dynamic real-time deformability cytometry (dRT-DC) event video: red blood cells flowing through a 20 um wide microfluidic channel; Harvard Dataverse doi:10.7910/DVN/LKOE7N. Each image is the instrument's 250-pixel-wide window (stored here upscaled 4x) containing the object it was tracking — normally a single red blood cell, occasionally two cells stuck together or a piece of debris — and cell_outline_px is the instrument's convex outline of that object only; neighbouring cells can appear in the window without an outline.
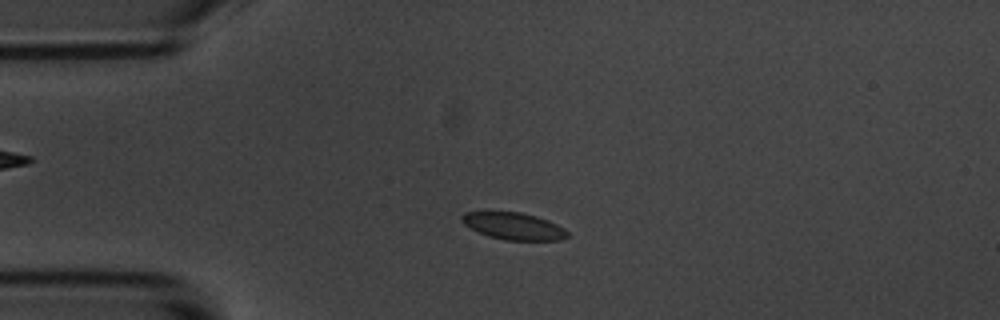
{"species": "common noctule bat (a hibernating species)", "species_latin": "Nyctalus noctula", "temperature_condition": "room temperature", "stored_images_in_passage": 55, "camera_frame_rate_fps": 3000, "um_per_image_px": 0.085, "animal": {"sex": "male", "body_mass_g": 20.1, "forearm_length_mm": 53.5}, "frame": {"image": 1, "passage_image": 12, "time_ms": 3.667, "image_size_px": [1000, 320], "cell_outline_px": [[568, 236], [560, 240], [504, 240], [488, 236], [464, 224], [460, 220], [460, 216], [464, 212], [520, 212], [536, 216], [548, 220], [564, 228], [568, 232]], "centroid_in_image_um": [43.66, 19.22], "position_along_channel_um": 41.3, "area_um2": 16.53}}
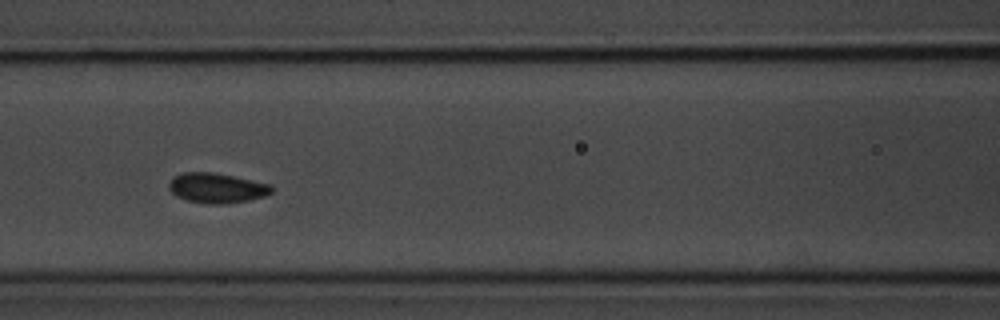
{"frame": {"image": 2, "passage_image": 23, "time_ms": 7.333, "image_size_px": [1000, 320], "cell_outline_px": [[272, 192], [264, 196], [248, 200], [228, 204], [208, 204], [188, 200], [176, 196], [168, 188], [168, 180], [172, 176], [180, 172], [212, 172], [272, 184]], "centroid_in_image_um": [18.38, 15.97], "position_along_channel_um": 148.2, "area_um2": 18.09}}
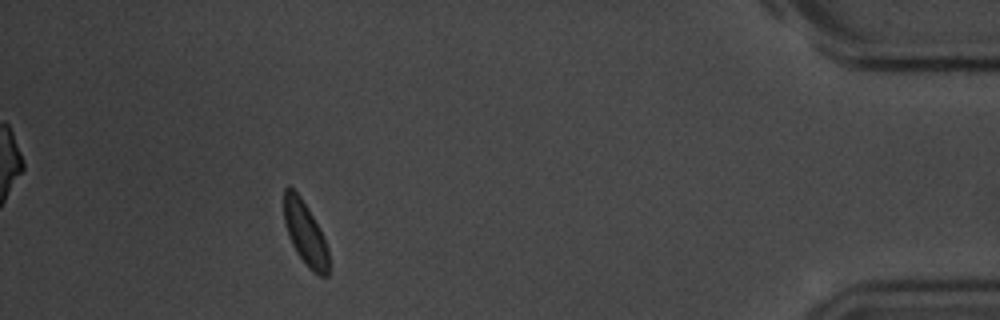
{"frame": {"image": 3, "passage_image": 50, "time_ms": 16.333, "image_size_px": [1000, 320], "cell_outline_px": [[328, 276], [320, 276], [308, 268], [296, 252], [288, 236], [284, 224], [284, 188], [288, 184], [300, 196], [308, 208], [328, 248]], "centroid_in_image_um": [25.91, 19.83], "position_along_channel_um": 409.3, "area_um2": 16.36}}